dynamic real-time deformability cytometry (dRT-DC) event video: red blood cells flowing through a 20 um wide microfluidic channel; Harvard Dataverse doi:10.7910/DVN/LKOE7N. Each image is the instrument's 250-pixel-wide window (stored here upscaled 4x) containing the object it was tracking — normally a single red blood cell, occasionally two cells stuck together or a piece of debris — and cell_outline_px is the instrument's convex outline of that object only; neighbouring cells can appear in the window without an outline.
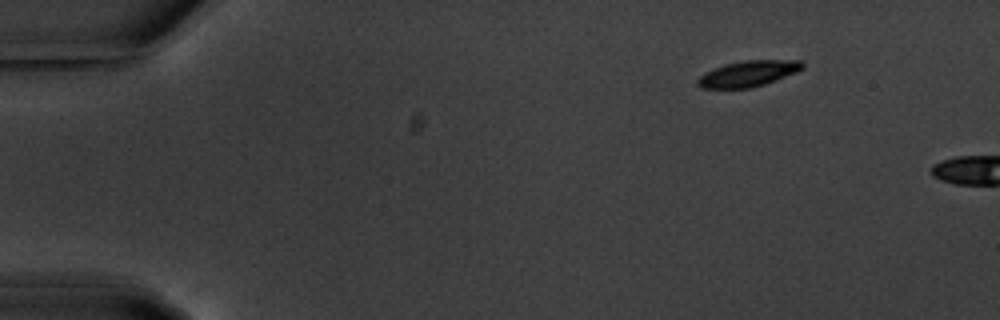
{"species": "common noctule bat (a hibernating species)", "species_latin": "Nyctalus noctula", "temperature_condition": "warm", "stored_images_in_passage": 5, "segment_of_instrument_passage": [2, 2], "camera_frame_rate_fps": 3000, "um_per_image_px": 0.085, "animal": {"sex": "male", "body_mass_g": 20.1, "forearm_length_mm": 53.5}, "frame": {"image": 1, "passage_image": 5, "time_ms": 5.667, "image_size_px": [1000, 320], "cell_outline_px": [[804, 68], [796, 72], [776, 80], [752, 88], [700, 88], [696, 84], [696, 80], [704, 72], [724, 64], [744, 60], [800, 60], [804, 64]], "centroid_in_image_um": [63.57, 6.26], "position_along_channel_um": 21.4, "area_um2": 15.9}}